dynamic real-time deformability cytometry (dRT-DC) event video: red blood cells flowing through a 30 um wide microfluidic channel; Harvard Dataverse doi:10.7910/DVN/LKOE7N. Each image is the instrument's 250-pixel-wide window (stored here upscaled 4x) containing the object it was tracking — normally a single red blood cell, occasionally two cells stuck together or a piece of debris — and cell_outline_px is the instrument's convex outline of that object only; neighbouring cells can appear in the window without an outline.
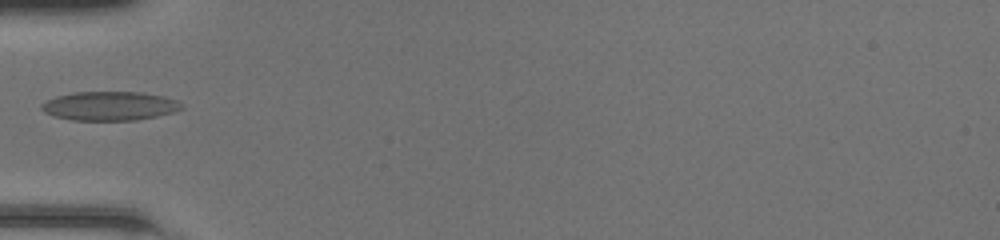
{"species": "common noctule bat (a hibernating species)", "species_latin": "Nyctalus noctula", "temperature_condition": "room temperature", "stored_images_in_passage": 30, "camera_frame_rate_fps": 3000, "um_per_image_px": 0.085, "animal": {"sex": "female", "body_mass_g": 20.0, "forearm_length_mm": 54.0}, "frame": {"image": 1, "passage_image": 1, "time_ms": 0.0, "image_size_px": [1000, 240], "cell_outline_px": [[184, 108], [176, 112], [136, 120], [72, 120], [56, 116], [44, 112], [40, 108], [40, 104], [44, 100], [56, 96], [72, 92], [140, 92], [164, 96], [176, 100], [184, 104]], "centroid_in_image_um": [9.33, 9.0], "position_along_channel_um": 75.7, "area_um2": 23.87}}
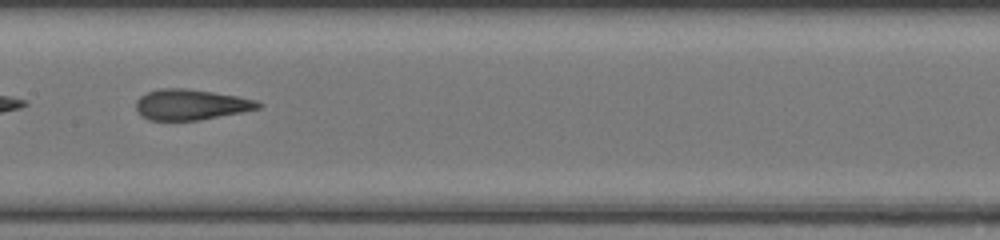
{"frame": {"image": 2, "passage_image": 9, "time_ms": 2.667, "image_size_px": [1000, 240], "cell_outline_px": [[264, 104], [260, 108], [200, 120], [148, 120], [140, 116], [136, 108], [136, 100], [140, 96], [148, 92], [160, 88], [188, 88], [236, 96], [256, 100]], "centroid_in_image_um": [16.2, 8.89], "position_along_channel_um": 191.2, "area_um2": 21.79}}